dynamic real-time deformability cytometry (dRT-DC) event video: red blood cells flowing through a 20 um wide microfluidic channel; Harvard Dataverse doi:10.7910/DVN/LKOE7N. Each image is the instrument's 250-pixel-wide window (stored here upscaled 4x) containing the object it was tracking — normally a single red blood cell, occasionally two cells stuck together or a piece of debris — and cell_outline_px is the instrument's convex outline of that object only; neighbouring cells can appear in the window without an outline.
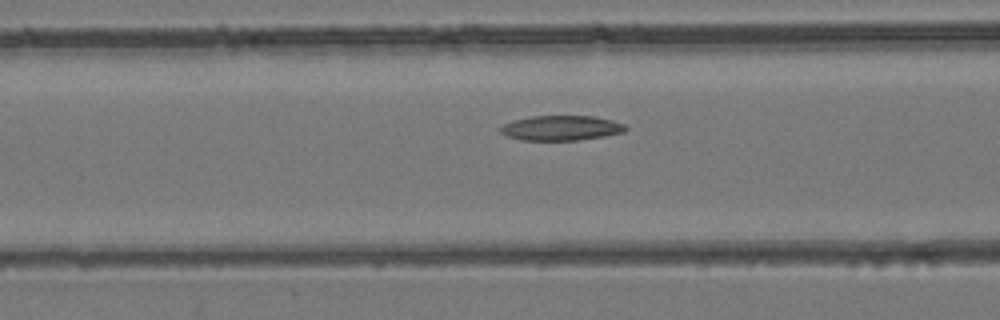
{"species": "common noctule bat (a hibernating species)", "species_latin": "Nyctalus noctula", "temperature_condition": "room temperature", "stored_images_in_passage": 30, "camera_frame_rate_fps": 3000, "um_per_image_px": 0.085, "animal": {"sex": "female", "body_mass_g": 24.6, "forearm_length_mm": 56.2}, "frame": {"image": 1, "passage_image": 4, "time_ms": 1.0, "image_size_px": [1000, 320], "cell_outline_px": [[628, 128], [624, 132], [604, 136], [576, 140], [520, 140], [508, 136], [500, 132], [500, 128], [504, 124], [512, 120], [532, 116], [592, 116], [612, 120], [624, 124]], "centroid_in_image_um": [47.69, 10.87], "position_along_channel_um": 118.9, "area_um2": 18.09}}
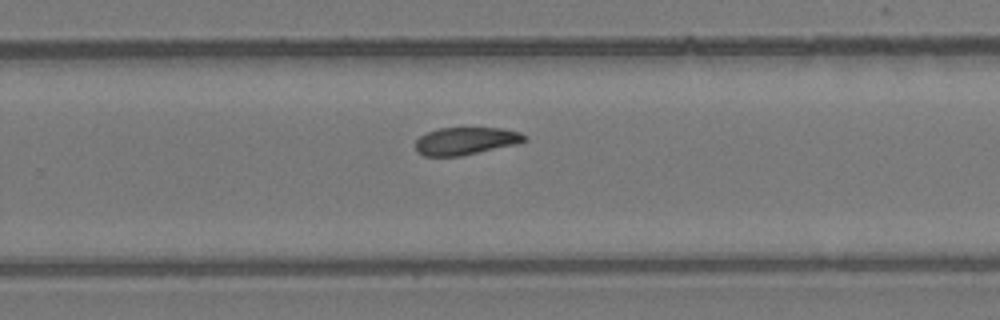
{"frame": {"image": 2, "passage_image": 15, "time_ms": 4.667, "image_size_px": [1000, 320], "cell_outline_px": [[528, 140], [520, 144], [460, 156], [424, 156], [416, 152], [416, 140], [420, 136], [428, 132], [440, 128], [504, 128], [520, 132], [528, 136]], "centroid_in_image_um": [39.65, 11.98], "position_along_channel_um": 290.1, "area_um2": 17.74}}
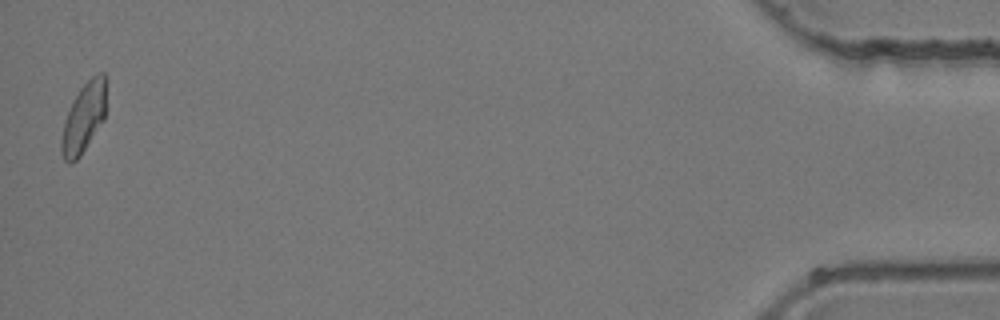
{"frame": {"image": 3, "passage_image": 30, "time_ms": 9.667, "image_size_px": [1000, 320], "cell_outline_px": [[108, 76], [104, 120], [80, 156], [72, 164], [68, 164], [64, 160], [60, 152], [60, 140], [64, 120], [80, 88], [96, 72], [104, 72]], "centroid_in_image_um": [7.14, 9.98], "position_along_channel_um": 428.1, "area_um2": 18.61}}